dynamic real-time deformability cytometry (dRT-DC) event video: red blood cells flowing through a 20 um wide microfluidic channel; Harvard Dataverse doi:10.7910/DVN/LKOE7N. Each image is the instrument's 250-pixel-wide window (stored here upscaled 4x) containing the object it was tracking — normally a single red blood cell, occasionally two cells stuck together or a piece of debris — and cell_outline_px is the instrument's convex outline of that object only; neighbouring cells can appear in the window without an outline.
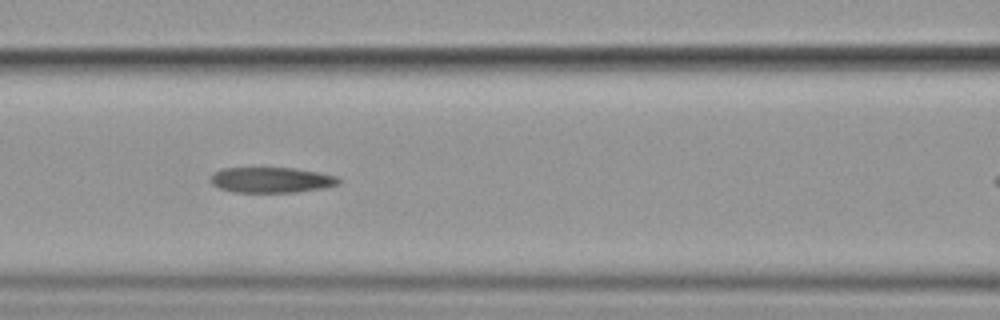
{"species": "common noctule bat (a hibernating species)", "species_latin": "Nyctalus noctula", "temperature_condition": "cold", "stored_images_in_passage": 15, "camera_frame_rate_fps": 3000, "um_per_image_px": 0.085, "animal": {"sex": "female", "body_mass_g": 19.9}, "frame": {"image": 1, "passage_image": 5, "time_ms": 4.667, "image_size_px": [1000, 320], "cell_outline_px": [[340, 184], [324, 188], [296, 192], [232, 192], [220, 188], [212, 184], [212, 172], [224, 168], [292, 168], [316, 172], [336, 176], [340, 180]], "centroid_in_image_um": [23.06, 15.3], "position_along_channel_um": 143.5, "area_um2": 18.9}}
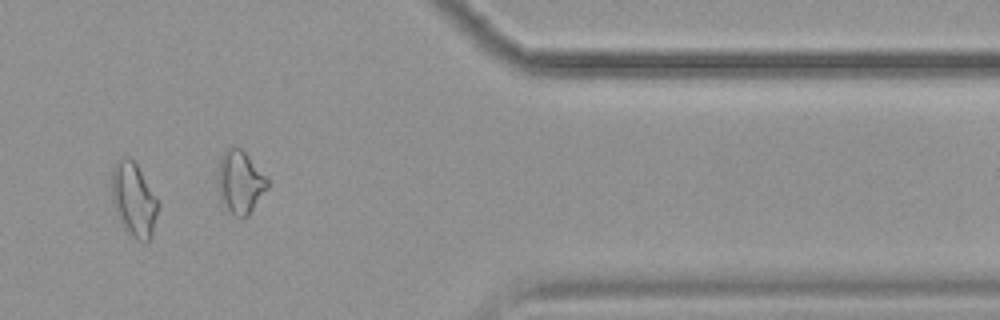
{"frame": {"image": 2, "passage_image": 13, "time_ms": 14.667, "image_size_px": [1000, 320], "cell_outline_px": [[160, 208], [152, 236], [144, 244], [132, 236], [120, 224], [112, 204], [112, 168], [116, 160], [120, 156], [128, 156], [136, 164], [160, 200]], "centroid_in_image_um": [11.39, 16.97], "position_along_channel_um": 400.0, "area_um2": 20.69}, "authors_computed_cell_mechanics": {"area_um2": 18.9006, "velocity_mm_per_s": 3.5212, "shape_relaxation_time_tau1_ms": 9.6793, "shape_relaxation_time_tau2_ms": 7.4293, "deformation_change_tau1": 0.2412, "deformation_change_tau2": 0.1145}}